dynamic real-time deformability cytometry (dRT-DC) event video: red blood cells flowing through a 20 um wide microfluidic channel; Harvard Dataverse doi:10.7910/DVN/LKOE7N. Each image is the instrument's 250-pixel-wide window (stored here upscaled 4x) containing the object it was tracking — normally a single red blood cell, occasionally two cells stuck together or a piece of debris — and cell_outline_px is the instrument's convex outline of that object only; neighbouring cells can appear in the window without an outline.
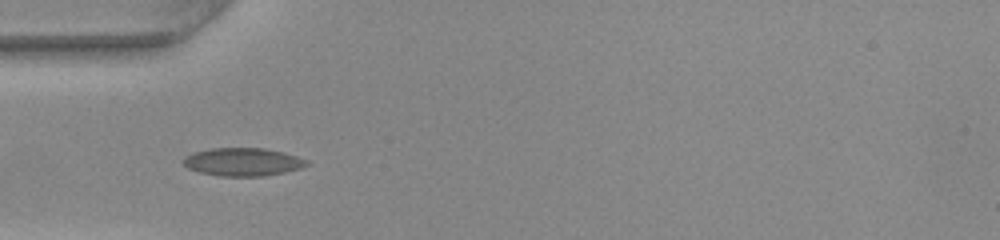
{"species": "common noctule bat (a hibernating species)", "species_latin": "Nyctalus noctula", "temperature_condition": "warm", "stored_images_in_passage": 35, "camera_frame_rate_fps": 3000, "um_per_image_px": 0.085, "animal": {"sex": "female", "body_mass_g": 22.0, "forearm_length_mm": 56.7}, "frame": {"image": 1, "passage_image": 1, "time_ms": 0.0, "image_size_px": [1000, 240], "cell_outline_px": [[308, 164], [300, 168], [284, 172], [264, 176], [220, 176], [200, 172], [188, 168], [180, 164], [180, 160], [184, 156], [192, 152], [212, 148], [264, 148], [284, 152], [308, 160]], "centroid_in_image_um": [20.57, 13.75], "position_along_channel_um": 64.4, "area_um2": 20.35}}
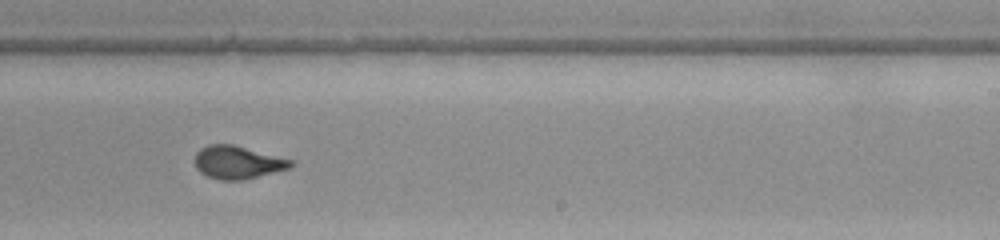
{"frame": {"image": 2, "passage_image": 16, "time_ms": 5.0, "image_size_px": [1000, 240], "cell_outline_px": [[296, 164], [292, 168], [244, 180], [220, 180], [208, 176], [200, 172], [196, 168], [196, 152], [200, 148], [208, 144], [232, 144], [292, 160]], "centroid_in_image_um": [20.22, 13.81], "position_along_channel_um": 268.8, "area_um2": 18.44}}
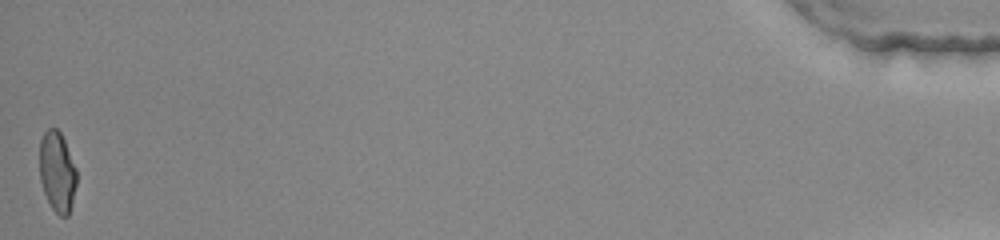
{"frame": {"image": 3, "passage_image": 35, "time_ms": 11.333, "image_size_px": [1000, 240], "cell_outline_px": [[76, 184], [72, 204], [68, 216], [60, 216], [52, 208], [44, 192], [40, 180], [40, 140], [44, 132], [48, 128], [56, 128], [60, 132], [64, 140], [76, 168]], "centroid_in_image_um": [4.86, 14.6], "position_along_channel_um": 430.3, "area_um2": 17.22}}